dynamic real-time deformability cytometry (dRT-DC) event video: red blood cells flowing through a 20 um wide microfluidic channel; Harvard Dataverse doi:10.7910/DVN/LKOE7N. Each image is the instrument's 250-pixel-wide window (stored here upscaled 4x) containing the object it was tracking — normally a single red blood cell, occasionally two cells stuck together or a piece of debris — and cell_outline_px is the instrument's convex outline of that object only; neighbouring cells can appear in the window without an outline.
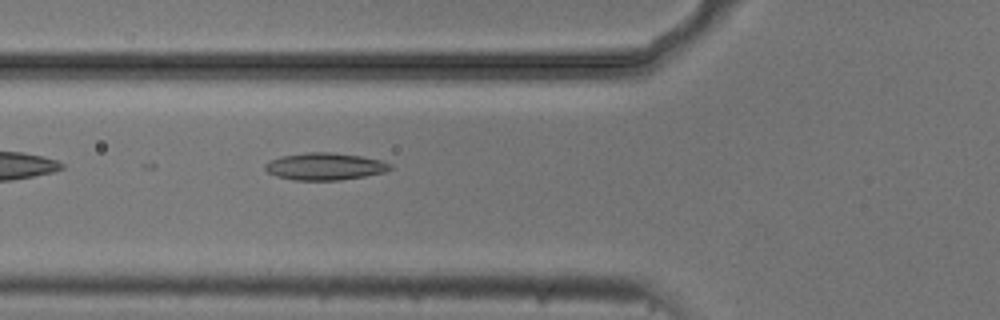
{"species": "common noctule bat (a hibernating species)", "species_latin": "Nyctalus noctula", "temperature_condition": "cold", "stored_images_in_passage": 11, "camera_frame_rate_fps": 3000, "um_per_image_px": 0.085, "animal": {"sex": "male", "body_mass_g": 20.5, "forearm_length_mm": 52.5}, "frame": {"image": 1, "passage_image": 4, "time_ms": 1.0, "image_size_px": [1000, 320], "cell_outline_px": [[392, 168], [384, 172], [364, 176], [340, 180], [292, 180], [276, 176], [268, 172], [264, 168], [264, 164], [268, 160], [280, 156], [304, 152], [332, 152], [360, 156], [380, 160], [392, 164]], "centroid_in_image_um": [27.56, 14.14], "position_along_channel_um": 98.2, "area_um2": 19.94}}